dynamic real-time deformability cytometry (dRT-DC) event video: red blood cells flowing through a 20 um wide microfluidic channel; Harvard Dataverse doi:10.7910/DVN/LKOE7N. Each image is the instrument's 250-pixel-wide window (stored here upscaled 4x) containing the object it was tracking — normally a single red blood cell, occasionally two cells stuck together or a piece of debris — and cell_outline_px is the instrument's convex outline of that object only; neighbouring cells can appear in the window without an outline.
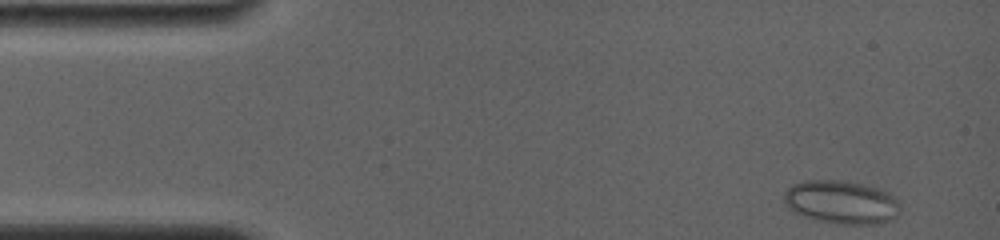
{"species": "common noctule bat (a hibernating species)", "species_latin": "Nyctalus noctula", "temperature_condition": "room temperature", "stored_images_in_passage": 5, "camera_frame_rate_fps": 4000, "um_per_image_px": 0.085, "animal": {"sex": "female", "body_mass_g": 19.0, "forearm_length_mm": 56.7}, "frame": {"image": 1, "passage_image": 1, "time_ms": 0.0, "image_size_px": [1000, 240], "cell_outline_px": [[900, 208], [896, 216], [892, 220], [880, 224], [844, 224], [816, 220], [796, 212], [788, 208], [784, 200], [784, 192], [792, 184], [804, 180], [840, 180], [880, 188], [888, 192], [900, 204]], "centroid_in_image_um": [71.53, 17.18], "position_along_channel_um": 13.5, "area_um2": 29.3}}
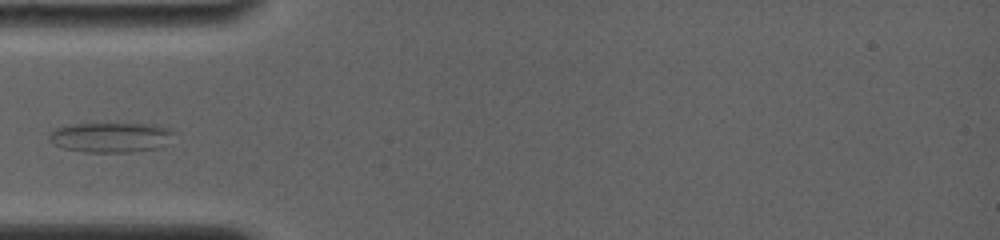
{"frame": {"image": 2, "passage_image": 5, "time_ms": 4.25, "image_size_px": [1000, 240], "cell_outline_px": [[172, 132], [160, 148], [128, 152], [84, 152], [64, 148], [52, 144], [48, 140], [48, 132], [56, 128], [72, 124], [160, 124], [168, 128]], "centroid_in_image_um": [9.32, 11.67], "position_along_channel_um": 75.7, "area_um2": 21.62}}